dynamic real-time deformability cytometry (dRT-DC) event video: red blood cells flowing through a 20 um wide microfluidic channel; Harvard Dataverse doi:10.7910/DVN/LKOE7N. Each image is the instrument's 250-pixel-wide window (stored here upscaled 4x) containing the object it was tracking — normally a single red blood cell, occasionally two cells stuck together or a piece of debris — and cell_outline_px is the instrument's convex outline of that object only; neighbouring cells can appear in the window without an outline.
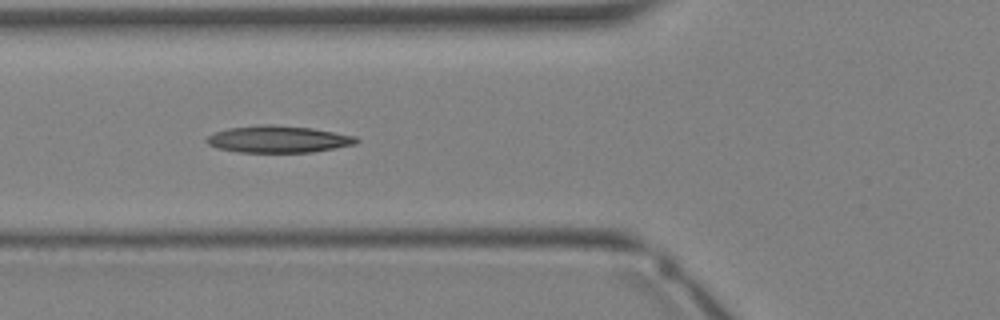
{"species": "Egyptian fruit bat (a non-hibernating species)", "species_latin": "Rousettus aegyptiacus", "temperature_condition": "warm", "stored_images_in_passage": 35, "camera_frame_rate_fps": 3000, "um_per_image_px": 0.085, "animal": {"sex": "female"}, "frame": {"image": 1, "passage_image": 13, "time_ms": 4.0, "image_size_px": [1000, 320], "cell_outline_px": [[360, 140], [356, 144], [312, 152], [236, 152], [216, 148], [208, 144], [204, 140], [208, 136], [216, 132], [228, 128], [264, 124], [272, 124], [312, 128], [356, 136]], "centroid_in_image_um": [23.64, 11.83], "position_along_channel_um": 102.2, "area_um2": 23.52}}
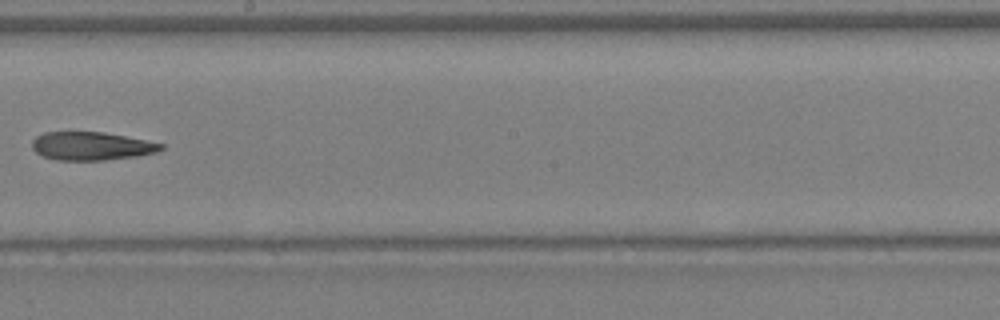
{"frame": {"image": 2, "passage_image": 20, "time_ms": 6.333, "image_size_px": [1000, 320], "cell_outline_px": [[164, 148], [156, 152], [136, 156], [104, 160], [56, 160], [44, 156], [36, 152], [32, 148], [32, 140], [36, 136], [44, 132], [104, 132], [164, 144]], "centroid_in_image_um": [7.74, 12.41], "position_along_channel_um": 240.5, "area_um2": 21.1}}
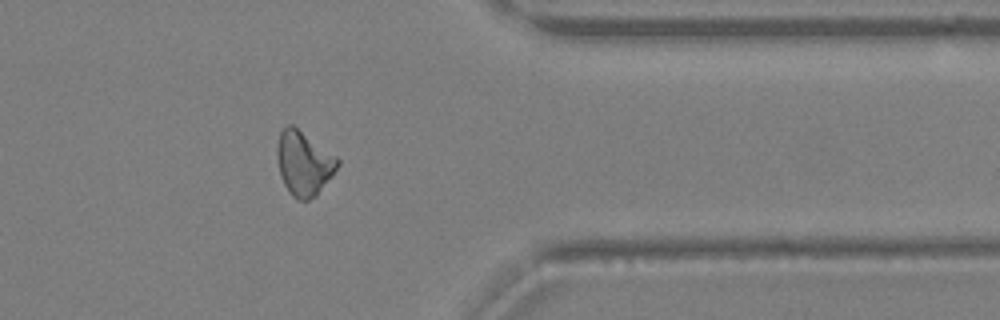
{"frame": {"image": 3, "passage_image": 28, "time_ms": 9.0, "image_size_px": [1000, 320], "cell_outline_px": [[340, 164], [332, 176], [316, 196], [308, 200], [296, 200], [288, 192], [280, 176], [276, 156], [276, 144], [280, 132], [288, 124], [292, 124], [336, 156], [340, 160]], "centroid_in_image_um": [25.8, 13.89], "position_along_channel_um": 385.6, "area_um2": 22.83}}